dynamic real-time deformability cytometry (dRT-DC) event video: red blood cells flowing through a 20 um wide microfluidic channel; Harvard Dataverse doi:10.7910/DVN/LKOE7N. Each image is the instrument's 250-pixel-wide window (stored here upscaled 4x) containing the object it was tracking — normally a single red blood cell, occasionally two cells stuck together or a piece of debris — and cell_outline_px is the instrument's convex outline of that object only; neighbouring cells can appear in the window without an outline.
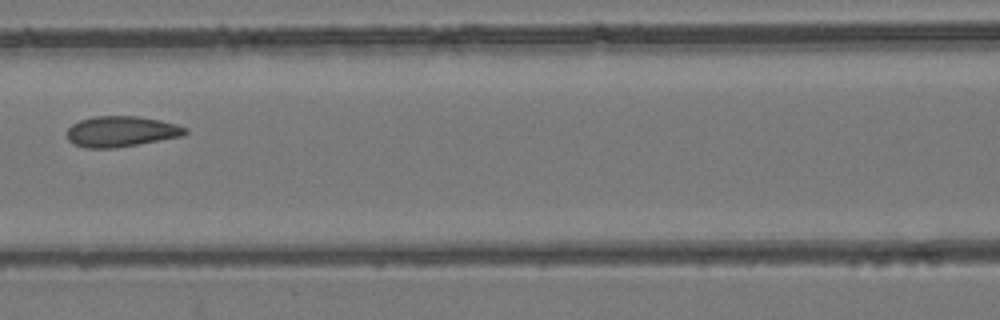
{"species": "common noctule bat (a hibernating species)", "species_latin": "Nyctalus noctula", "temperature_condition": "room temperature", "stored_images_in_passage": 6, "camera_frame_rate_fps": 3000, "um_per_image_px": 0.085, "animal": {"sex": "female", "body_mass_g": 24.6, "forearm_length_mm": 56.2}, "frame": {"image": 1, "passage_image": 6, "time_ms": 7.333, "image_size_px": [1000, 320], "cell_outline_px": [[188, 132], [184, 136], [116, 148], [84, 148], [72, 144], [68, 140], [68, 128], [72, 124], [80, 120], [96, 116], [140, 116], [160, 120], [176, 124], [188, 128]], "centroid_in_image_um": [10.32, 11.18], "position_along_channel_um": 156.3, "area_um2": 21.33}}